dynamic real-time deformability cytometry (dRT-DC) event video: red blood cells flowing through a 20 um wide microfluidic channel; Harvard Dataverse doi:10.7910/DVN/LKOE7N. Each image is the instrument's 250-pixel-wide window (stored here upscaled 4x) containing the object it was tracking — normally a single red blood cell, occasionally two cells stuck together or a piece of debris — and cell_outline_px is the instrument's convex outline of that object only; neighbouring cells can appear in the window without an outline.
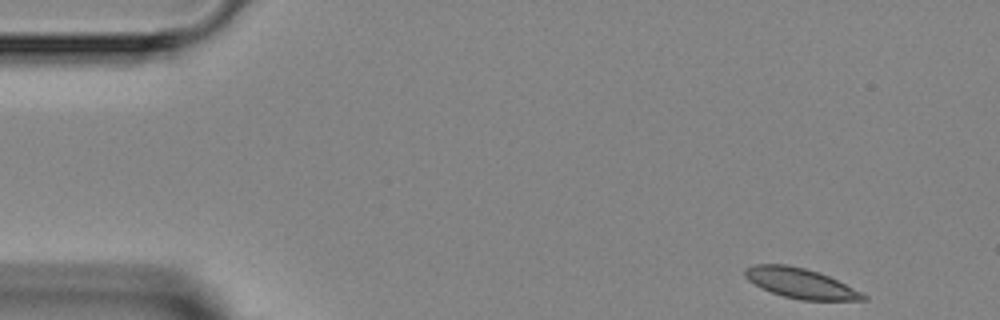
{"species": "Egyptian fruit bat (a non-hibernating species)", "species_latin": "Rousettus aegyptiacus", "temperature_condition": "room temperature", "stored_images_in_passage": 4, "camera_frame_rate_fps": 3000, "um_per_image_px": 0.085, "animal": {"sex": "female"}, "frame": {"image": 1, "passage_image": 1, "time_ms": 0.0, "image_size_px": [1000, 320], "cell_outline_px": [[868, 300], [800, 300], [784, 296], [760, 288], [748, 280], [744, 276], [744, 268], [752, 264], [784, 264], [804, 268], [828, 276], [868, 296]], "centroid_in_image_um": [67.98, 24.07], "position_along_channel_um": 17.0, "area_um2": 20.46}}
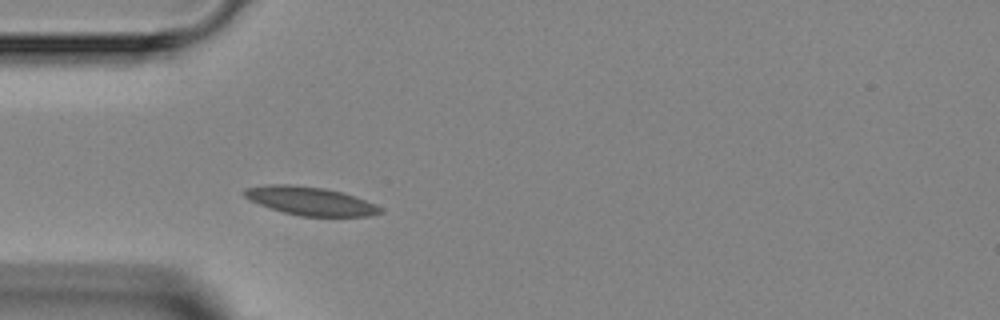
{"frame": {"image": 2, "passage_image": 4, "time_ms": 3.333, "image_size_px": [1000, 320], "cell_outline_px": [[384, 212], [368, 216], [300, 216], [284, 212], [248, 200], [244, 196], [244, 188], [268, 184], [292, 184], [324, 188], [344, 192], [376, 204]], "centroid_in_image_um": [26.37, 17.07], "position_along_channel_um": 58.6, "area_um2": 22.48}}